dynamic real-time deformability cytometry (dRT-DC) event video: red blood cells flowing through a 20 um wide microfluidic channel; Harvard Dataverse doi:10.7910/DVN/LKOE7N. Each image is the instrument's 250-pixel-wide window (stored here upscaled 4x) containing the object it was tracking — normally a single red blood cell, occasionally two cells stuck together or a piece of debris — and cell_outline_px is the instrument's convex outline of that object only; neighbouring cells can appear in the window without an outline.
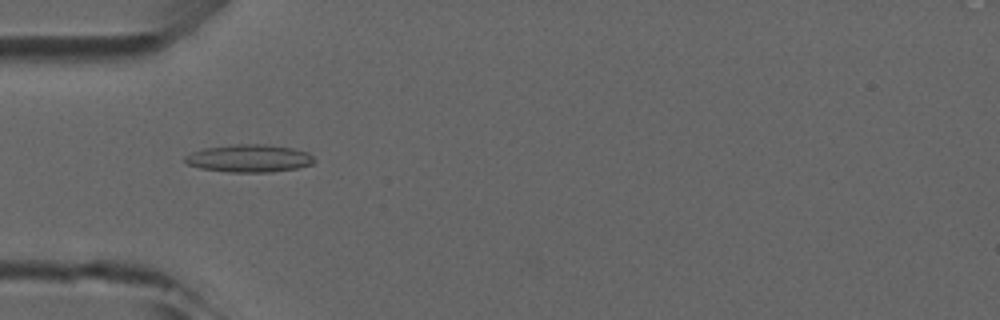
{"species": "common noctule bat (a hibernating species)", "species_latin": "Nyctalus noctula", "temperature_condition": "room temperature", "stored_images_in_passage": 8, "camera_frame_rate_fps": 3000, "um_per_image_px": 0.085, "animal": {"sex": "male", "forearm_length_mm": 52.5}, "frame": {"image": 1, "passage_image": 4, "time_ms": 4.333, "image_size_px": [1000, 320], "cell_outline_px": [[316, 160], [312, 164], [296, 168], [272, 172], [228, 172], [200, 168], [188, 164], [184, 160], [184, 156], [192, 152], [204, 148], [232, 144], [268, 144], [292, 148], [308, 152]], "centroid_in_image_um": [21.18, 13.45], "position_along_channel_um": 63.8, "area_um2": 20.92}}
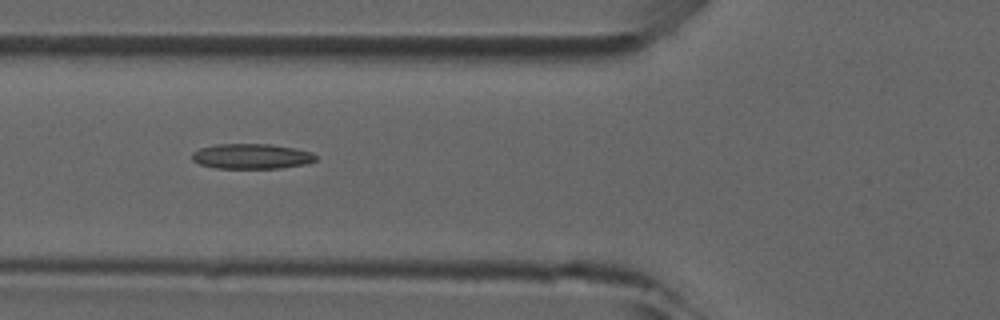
{"frame": {"image": 2, "passage_image": 5, "time_ms": 5.333, "image_size_px": [1000, 320], "cell_outline_px": [[316, 160], [304, 164], [280, 168], [216, 168], [200, 164], [192, 160], [192, 152], [200, 148], [216, 144], [268, 144], [296, 148], [312, 152], [316, 156]], "centroid_in_image_um": [21.37, 13.28], "position_along_channel_um": 104.4, "area_um2": 18.09}}
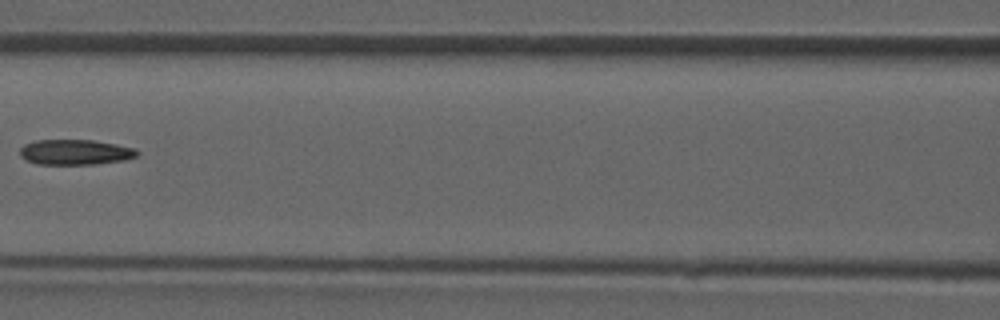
{"frame": {"image": 3, "passage_image": 6, "time_ms": 6.667, "image_size_px": [1000, 320], "cell_outline_px": [[140, 152], [136, 156], [124, 160], [96, 164], [36, 164], [24, 160], [20, 156], [20, 148], [24, 144], [36, 140], [92, 140], [116, 144], [136, 148]], "centroid_in_image_um": [6.38, 12.93], "position_along_channel_um": 160.2, "area_um2": 17.4}}